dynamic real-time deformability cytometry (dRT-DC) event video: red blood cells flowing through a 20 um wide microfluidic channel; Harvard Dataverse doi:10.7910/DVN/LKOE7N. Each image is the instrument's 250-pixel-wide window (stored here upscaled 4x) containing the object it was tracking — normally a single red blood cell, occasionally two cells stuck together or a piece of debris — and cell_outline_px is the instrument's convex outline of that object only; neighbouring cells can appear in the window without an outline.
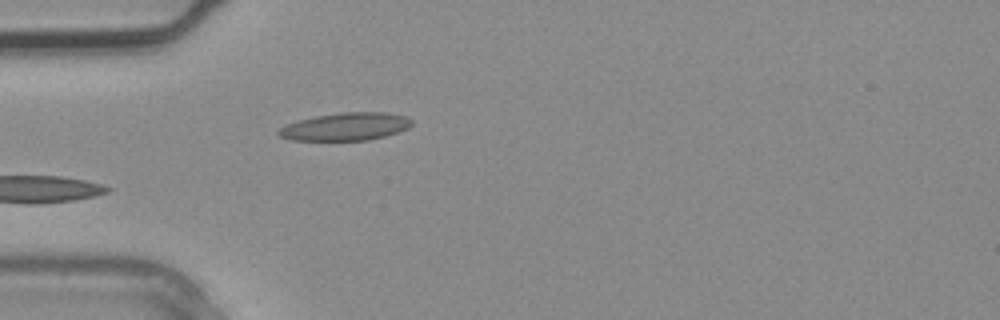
{"species": "common noctule bat (a hibernating species)", "species_latin": "Nyctalus noctula", "temperature_condition": "warm", "stored_images_in_passage": 2, "camera_frame_rate_fps": 3000, "um_per_image_px": 0.085, "animal": {"sex": "male", "body_mass_g": 20.4}, "frame": {"image": 1, "passage_image": 2, "time_ms": 0.333, "image_size_px": [1000, 320], "cell_outline_px": [[412, 124], [408, 128], [384, 136], [368, 140], [292, 140], [280, 136], [276, 132], [280, 128], [288, 124], [300, 120], [316, 116], [340, 112], [388, 112], [408, 116], [412, 120]], "centroid_in_image_um": [29.41, 10.75], "position_along_channel_um": 55.6, "area_um2": 21.44}}